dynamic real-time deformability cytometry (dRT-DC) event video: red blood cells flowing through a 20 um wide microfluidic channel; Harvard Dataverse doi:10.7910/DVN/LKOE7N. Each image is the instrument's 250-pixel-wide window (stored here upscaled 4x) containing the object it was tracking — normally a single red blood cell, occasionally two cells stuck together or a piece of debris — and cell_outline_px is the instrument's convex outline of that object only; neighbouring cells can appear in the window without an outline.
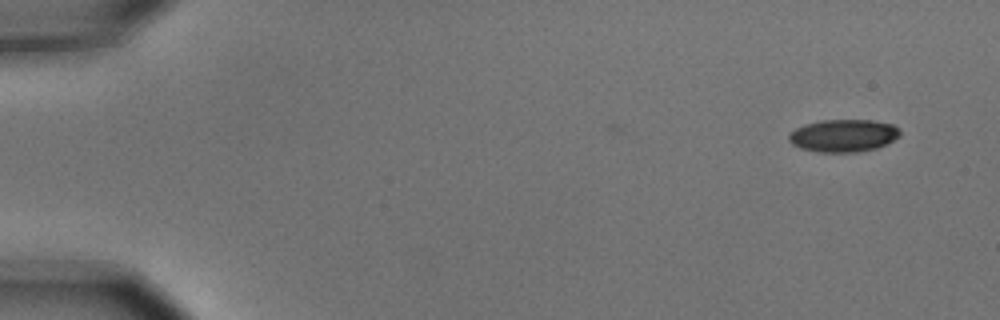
{"species": "common noctule bat (a hibernating species)", "species_latin": "Nyctalus noctula", "temperature_condition": "cold", "stored_images_in_passage": 7, "camera_frame_rate_fps": 3000, "um_per_image_px": 0.085, "animal": {"sex": "male", "body_mass_g": 15.6}, "frame": {"image": 1, "passage_image": 1, "time_ms": 0.0, "image_size_px": [1000, 320], "cell_outline_px": [[900, 136], [876, 148], [856, 152], [820, 152], [800, 148], [792, 144], [788, 140], [788, 136], [796, 128], [804, 124], [820, 120], [872, 120], [892, 124], [900, 128]], "centroid_in_image_um": [71.68, 11.52], "position_along_channel_um": 13.3, "area_um2": 21.04}}
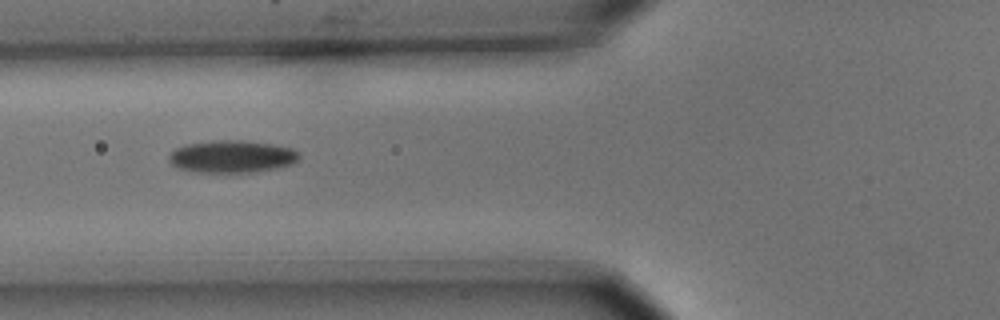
{"frame": {"image": 2, "passage_image": 6, "time_ms": 1.667, "image_size_px": [1000, 320], "cell_outline_px": [[300, 156], [292, 164], [276, 168], [256, 172], [196, 172], [180, 168], [172, 164], [168, 160], [168, 156], [176, 148], [188, 144], [212, 140], [240, 140], [272, 144], [292, 148]], "centroid_in_image_um": [19.7, 13.3], "position_along_channel_um": 106.1, "area_um2": 24.39}}
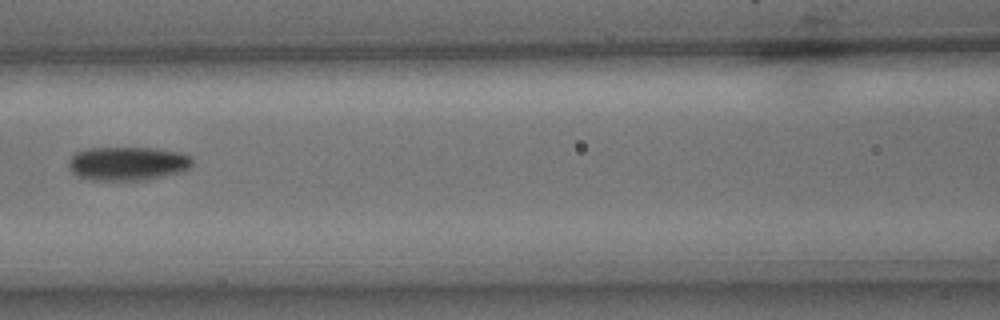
{"frame": {"image": 3, "passage_image": 7, "time_ms": 2.0, "image_size_px": [1000, 320], "cell_outline_px": [[192, 164], [188, 168], [180, 172], [144, 180], [92, 180], [80, 176], [72, 172], [68, 164], [68, 160], [76, 152], [88, 148], [152, 148], [180, 152], [192, 156]], "centroid_in_image_um": [10.85, 13.89], "position_along_channel_um": 155.8, "area_um2": 24.22}}